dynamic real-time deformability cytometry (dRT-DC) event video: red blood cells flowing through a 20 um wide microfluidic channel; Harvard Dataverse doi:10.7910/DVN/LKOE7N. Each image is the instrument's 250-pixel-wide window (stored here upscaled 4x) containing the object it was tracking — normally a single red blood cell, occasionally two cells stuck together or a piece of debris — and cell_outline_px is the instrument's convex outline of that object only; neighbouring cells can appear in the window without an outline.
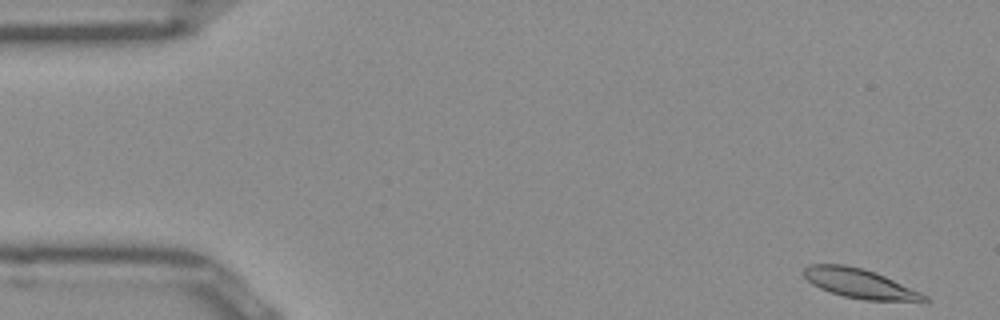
{"species": "Egyptian fruit bat (a non-hibernating species)", "species_latin": "Rousettus aegyptiacus", "temperature_condition": "room temperature", "stored_images_in_passage": 9, "camera_frame_rate_fps": 3000, "um_per_image_px": 0.085, "frame": {"image": 1, "passage_image": 1, "time_ms": 0.0, "image_size_px": [1000, 320], "cell_outline_px": [[928, 300], [864, 300], [844, 296], [820, 288], [812, 284], [804, 276], [804, 268], [808, 264], [844, 264], [876, 272], [920, 292], [928, 296]], "centroid_in_image_um": [73.02, 24.07], "position_along_channel_um": 12.0, "area_um2": 20.17}}